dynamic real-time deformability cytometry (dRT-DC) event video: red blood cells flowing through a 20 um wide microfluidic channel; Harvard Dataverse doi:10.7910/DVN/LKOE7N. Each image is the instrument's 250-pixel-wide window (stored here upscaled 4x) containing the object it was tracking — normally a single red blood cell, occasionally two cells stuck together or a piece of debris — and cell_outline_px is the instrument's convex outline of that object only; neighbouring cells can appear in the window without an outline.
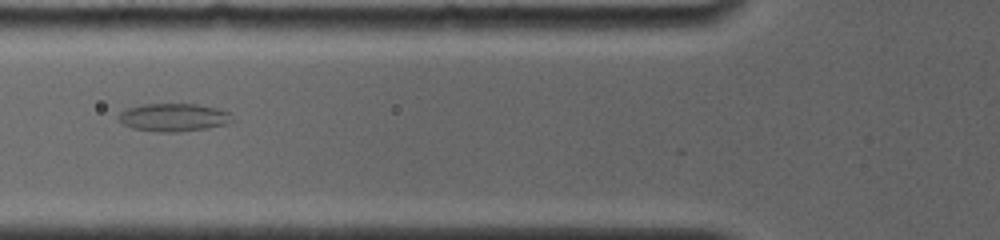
{"species": "common noctule bat (a hibernating species)", "species_latin": "Nyctalus noctula", "temperature_condition": "room temperature", "stored_images_in_passage": 5, "camera_frame_rate_fps": 4000, "um_per_image_px": 0.085, "animal": {"sex": "female", "body_mass_g": 19.0, "forearm_length_mm": 56.7}, "frame": {"image": 1, "passage_image": 3, "time_ms": 1.75, "image_size_px": [1000, 240], "cell_outline_px": [[232, 120], [228, 124], [208, 128], [180, 132], [156, 132], [132, 128], [124, 124], [116, 116], [120, 112], [128, 108], [144, 104], [196, 104], [216, 108], [228, 112]], "centroid_in_image_um": [14.74, 9.99], "position_along_channel_um": 111.1, "area_um2": 18.5}}
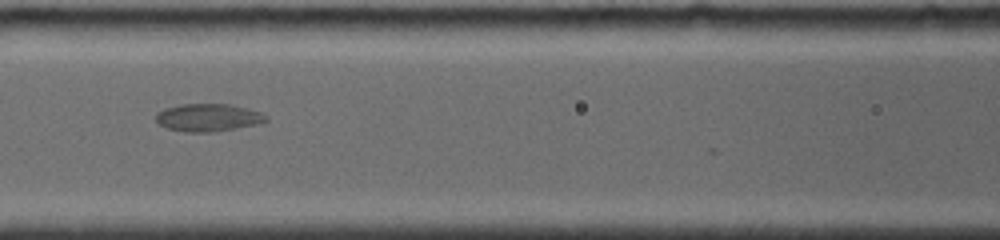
{"frame": {"image": 2, "passage_image": 4, "time_ms": 2.75, "image_size_px": [1000, 240], "cell_outline_px": [[268, 120], [256, 124], [236, 128], [212, 132], [184, 132], [168, 128], [160, 124], [156, 120], [156, 112], [164, 108], [180, 104], [232, 104], [248, 108], [260, 112], [268, 116]], "centroid_in_image_um": [17.69, 9.98], "position_along_channel_um": 148.9, "area_um2": 17.8}}